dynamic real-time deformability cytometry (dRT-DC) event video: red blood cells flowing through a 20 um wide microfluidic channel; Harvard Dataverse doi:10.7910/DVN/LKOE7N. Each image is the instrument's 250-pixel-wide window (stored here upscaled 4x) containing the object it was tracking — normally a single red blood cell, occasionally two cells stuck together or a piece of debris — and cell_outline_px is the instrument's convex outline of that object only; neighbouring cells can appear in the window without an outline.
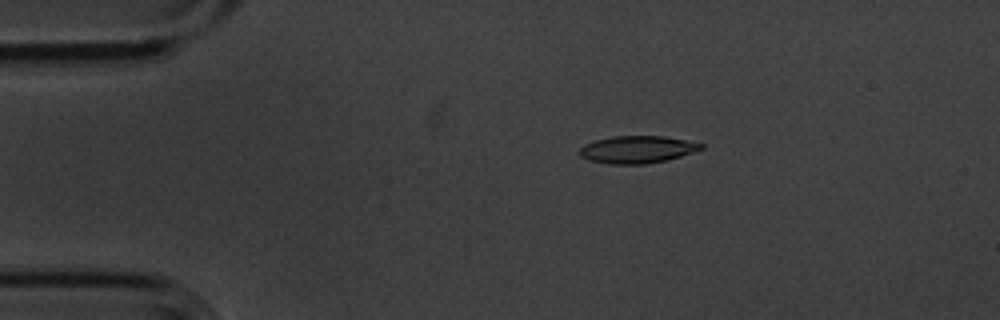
{"species": "common noctule bat (a hibernating species)", "species_latin": "Nyctalus noctula", "temperature_condition": "cold", "stored_images_in_passage": 9, "camera_frame_rate_fps": 3000, "um_per_image_px": 0.085, "animal": {"sex": "male", "body_mass_g": 20.1, "forearm_length_mm": 53.5}, "frame": {"image": 1, "passage_image": 3, "time_ms": 0.667, "image_size_px": [1000, 320], "cell_outline_px": [[704, 148], [668, 160], [644, 164], [608, 164], [588, 160], [580, 156], [576, 152], [584, 144], [596, 140], [616, 136], [664, 136], [704, 144]], "centroid_in_image_um": [54.12, 12.71], "position_along_channel_um": 30.9, "area_um2": 19.36}}
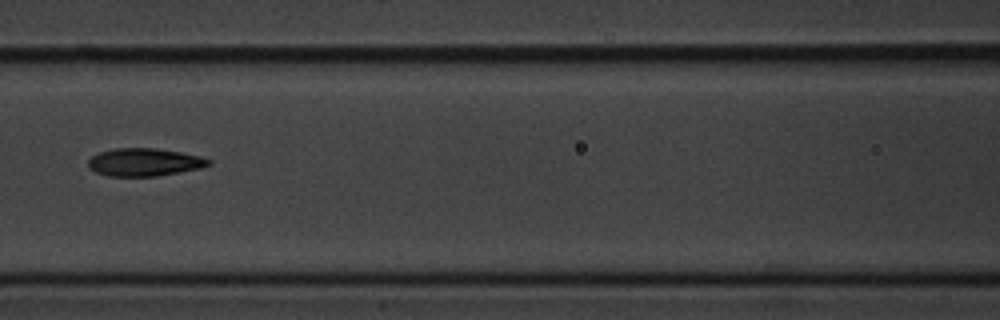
{"frame": {"image": 2, "passage_image": 7, "time_ms": 2.0, "image_size_px": [1000, 320], "cell_outline_px": [[212, 164], [200, 168], [180, 172], [156, 176], [108, 176], [96, 172], [88, 168], [88, 160], [92, 156], [100, 152], [116, 148], [156, 148], [180, 152], [200, 156], [212, 160]], "centroid_in_image_um": [12.28, 13.78], "position_along_channel_um": 154.3, "area_um2": 19.54}}
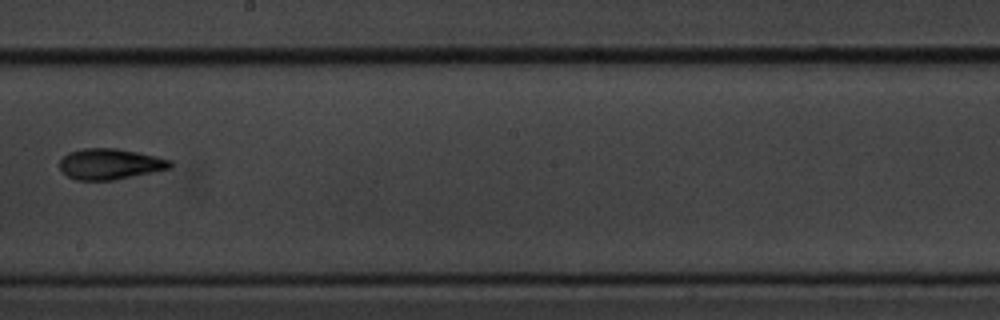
{"frame": {"image": 3, "passage_image": 9, "time_ms": 2.667, "image_size_px": [1000, 320], "cell_outline_px": [[172, 168], [112, 180], [76, 180], [64, 176], [60, 172], [60, 160], [68, 152], [84, 148], [116, 148], [156, 156], [172, 160]], "centroid_in_image_um": [9.31, 13.94], "position_along_channel_um": 238.9, "area_um2": 19.94}}